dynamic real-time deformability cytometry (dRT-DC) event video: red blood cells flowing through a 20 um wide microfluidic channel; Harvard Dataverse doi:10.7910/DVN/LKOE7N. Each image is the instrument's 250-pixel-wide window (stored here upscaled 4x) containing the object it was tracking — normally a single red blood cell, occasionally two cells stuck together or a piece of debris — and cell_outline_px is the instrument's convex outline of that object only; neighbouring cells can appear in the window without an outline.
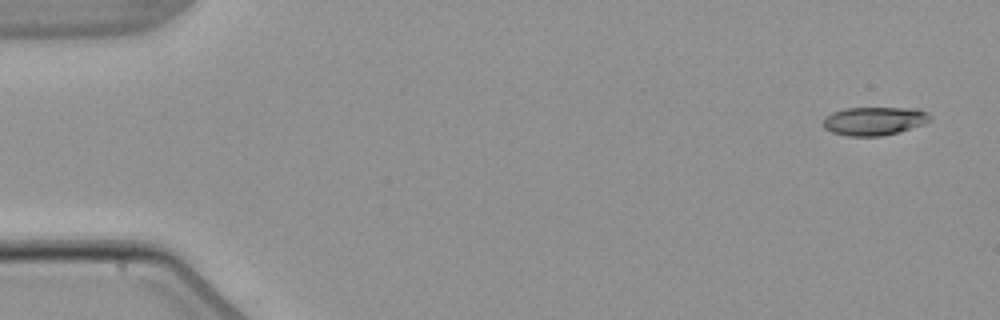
{"species": "common noctule bat (a hibernating species)", "species_latin": "Nyctalus noctula", "temperature_condition": "warm", "stored_images_in_passage": 4, "camera_frame_rate_fps": 3000, "um_per_image_px": 0.085, "animal": {"sex": "male", "body_mass_g": 21.5, "forearm_length_mm": 52.0}, "frame": {"image": 1, "passage_image": 1, "time_ms": 0.0, "image_size_px": [1000, 320], "cell_outline_px": [[932, 120], [924, 124], [900, 132], [884, 136], [848, 136], [832, 132], [824, 128], [824, 116], [832, 112], [844, 108], [920, 108]], "centroid_in_image_um": [74.3, 10.29], "position_along_channel_um": 10.7, "area_um2": 17.8}}
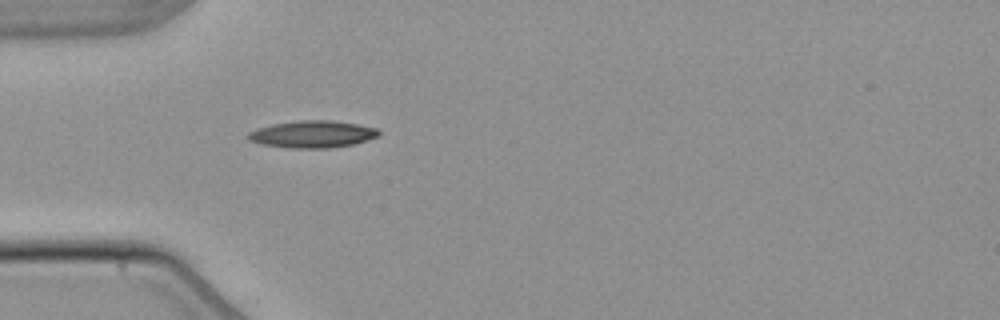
{"frame": {"image": 2, "passage_image": 4, "time_ms": 4.667, "image_size_px": [1000, 320], "cell_outline_px": [[380, 136], [352, 144], [328, 148], [288, 148], [260, 144], [248, 140], [248, 132], [256, 128], [272, 124], [300, 120], [328, 120], [356, 124], [376, 128], [380, 132]], "centroid_in_image_um": [26.52, 11.41], "position_along_channel_um": 58.5, "area_um2": 20.58}}